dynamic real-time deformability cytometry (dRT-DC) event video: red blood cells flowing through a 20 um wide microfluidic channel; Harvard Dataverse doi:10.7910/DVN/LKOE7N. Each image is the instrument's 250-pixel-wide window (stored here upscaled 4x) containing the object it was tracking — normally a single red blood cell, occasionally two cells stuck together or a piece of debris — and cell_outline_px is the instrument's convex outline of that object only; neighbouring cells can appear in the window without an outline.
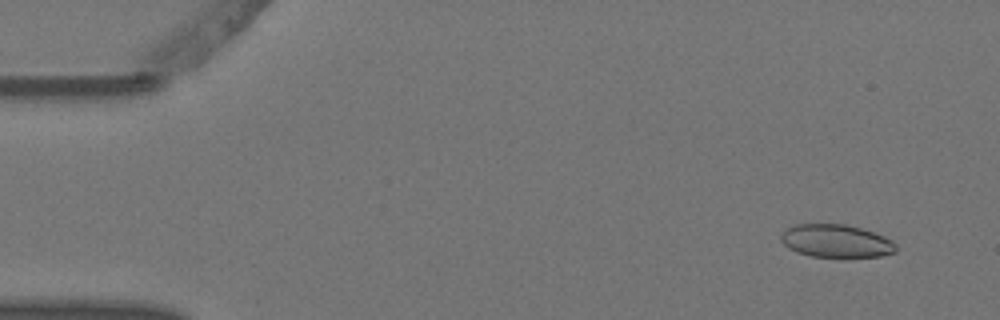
{"species": "Egyptian fruit bat (a non-hibernating species)", "species_latin": "Rousettus aegyptiacus", "temperature_condition": "warm", "stored_images_in_passage": 5, "camera_frame_rate_fps": 3000, "um_per_image_px": 0.085, "animal": {"sex": "female"}, "frame": {"image": 1, "passage_image": 2, "time_ms": 0.333, "image_size_px": [1000, 320], "cell_outline_px": [[896, 252], [880, 256], [848, 260], [840, 260], [808, 256], [796, 252], [788, 248], [780, 240], [780, 236], [788, 228], [796, 224], [844, 224], [860, 228], [884, 236], [892, 240], [896, 244]], "centroid_in_image_um": [71.09, 20.55], "position_along_channel_um": 13.9, "area_um2": 23.0}}
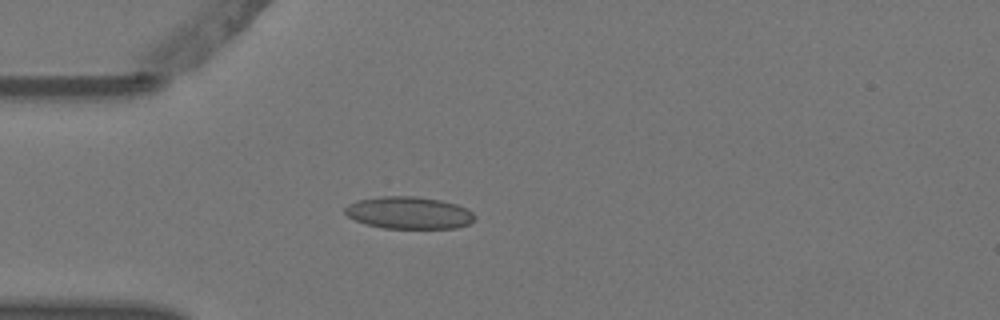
{"frame": {"image": 2, "passage_image": 5, "time_ms": 1.333, "image_size_px": [1000, 320], "cell_outline_px": [[476, 216], [468, 224], [456, 228], [384, 228], [364, 224], [348, 216], [344, 212], [344, 208], [348, 204], [356, 200], [380, 196], [416, 196], [440, 200], [456, 204], [468, 208]], "centroid_in_image_um": [34.74, 18.08], "position_along_channel_um": 50.3, "area_um2": 24.45}}